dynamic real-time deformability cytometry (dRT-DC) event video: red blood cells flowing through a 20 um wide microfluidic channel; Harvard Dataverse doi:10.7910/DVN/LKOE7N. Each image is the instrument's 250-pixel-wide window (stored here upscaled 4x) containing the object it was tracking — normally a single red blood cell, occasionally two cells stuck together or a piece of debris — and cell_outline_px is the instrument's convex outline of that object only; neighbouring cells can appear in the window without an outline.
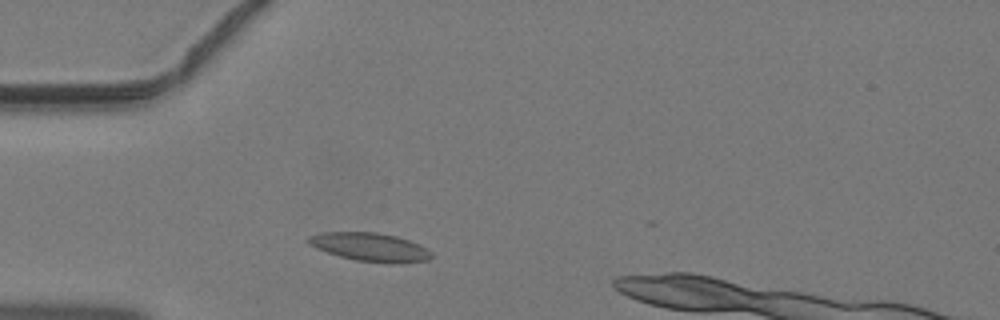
{"species": "common noctule bat (a hibernating species)", "species_latin": "Nyctalus noctula", "temperature_condition": "warm", "stored_images_in_passage": 32, "camera_frame_rate_fps": 3000, "um_per_image_px": 0.085, "animal": {"sex": "male", "body_mass_g": 19.2, "forearm_length_mm": 51.8}, "frame": {"image": 1, "passage_image": 5, "time_ms": 1.333, "image_size_px": [1000, 320], "cell_outline_px": [[432, 256], [428, 260], [400, 264], [388, 264], [356, 260], [340, 256], [316, 248], [308, 244], [304, 240], [308, 236], [324, 232], [376, 232], [396, 236], [420, 244], [432, 252]], "centroid_in_image_um": [31.47, 21.01], "position_along_channel_um": 53.5, "area_um2": 20.63}}
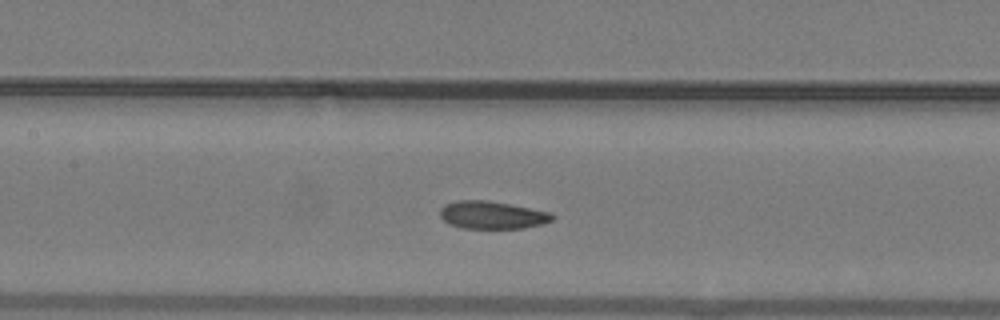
{"frame": {"image": 2, "passage_image": 13, "time_ms": 4.0, "image_size_px": [1000, 320], "cell_outline_px": [[556, 216], [552, 220], [544, 224], [524, 228], [460, 228], [448, 224], [440, 216], [440, 208], [444, 204], [456, 200], [488, 200], [552, 212]], "centroid_in_image_um": [41.84, 18.27], "position_along_channel_um": 165.6, "area_um2": 18.38}}
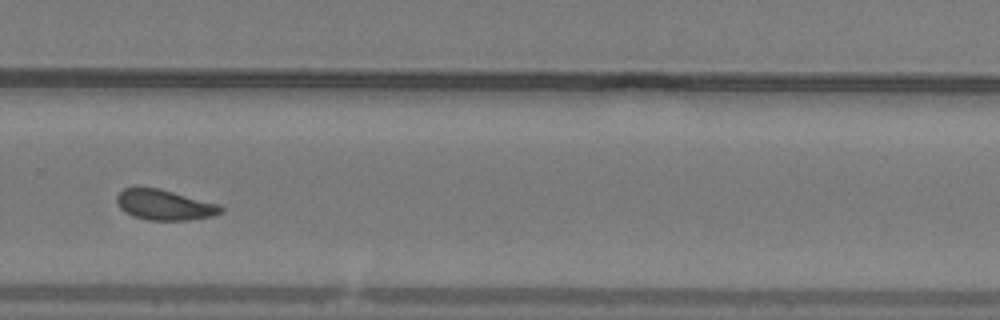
{"frame": {"image": 3, "passage_image": 23, "time_ms": 7.333, "image_size_px": [1000, 320], "cell_outline_px": [[224, 212], [212, 216], [188, 220], [148, 220], [132, 216], [124, 212], [120, 208], [116, 200], [116, 196], [124, 188], [160, 188], [220, 204], [224, 208]], "centroid_in_image_um": [14.01, 17.42], "position_along_channel_um": 315.8, "area_um2": 18.55}}